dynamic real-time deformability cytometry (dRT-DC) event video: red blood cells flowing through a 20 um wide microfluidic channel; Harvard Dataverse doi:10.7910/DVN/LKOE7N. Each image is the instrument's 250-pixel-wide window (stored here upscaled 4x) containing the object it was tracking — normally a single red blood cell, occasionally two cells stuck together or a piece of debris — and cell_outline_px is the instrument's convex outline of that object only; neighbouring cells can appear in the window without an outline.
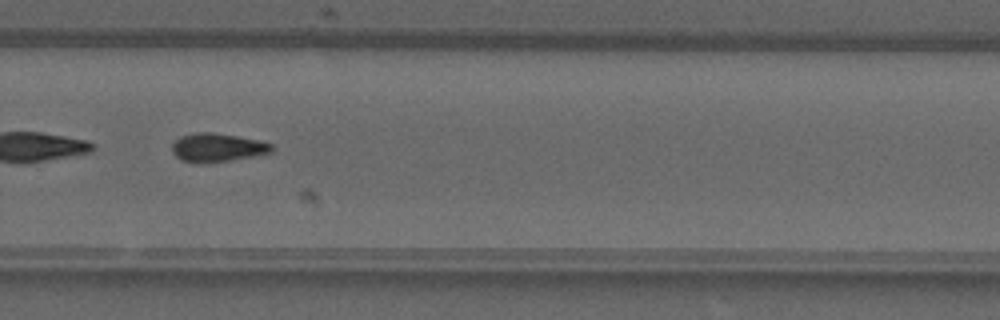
{"species": "common noctule bat (a hibernating species)", "species_latin": "Nyctalus noctula", "temperature_condition": "warm", "stored_images_in_passage": 30, "camera_frame_rate_fps": 3000, "um_per_image_px": 0.085, "animal": {"sex": "male", "forearm_length_mm": 52.5}, "frame": {"image": 1, "passage_image": 18, "time_ms": 5.667, "image_size_px": [1000, 320], "cell_outline_px": [[272, 152], [252, 156], [204, 164], [192, 164], [180, 160], [172, 152], [172, 144], [180, 136], [196, 132], [212, 132], [260, 140], [272, 144]], "centroid_in_image_um": [18.42, 12.55], "position_along_channel_um": 311.4, "area_um2": 16.7}}